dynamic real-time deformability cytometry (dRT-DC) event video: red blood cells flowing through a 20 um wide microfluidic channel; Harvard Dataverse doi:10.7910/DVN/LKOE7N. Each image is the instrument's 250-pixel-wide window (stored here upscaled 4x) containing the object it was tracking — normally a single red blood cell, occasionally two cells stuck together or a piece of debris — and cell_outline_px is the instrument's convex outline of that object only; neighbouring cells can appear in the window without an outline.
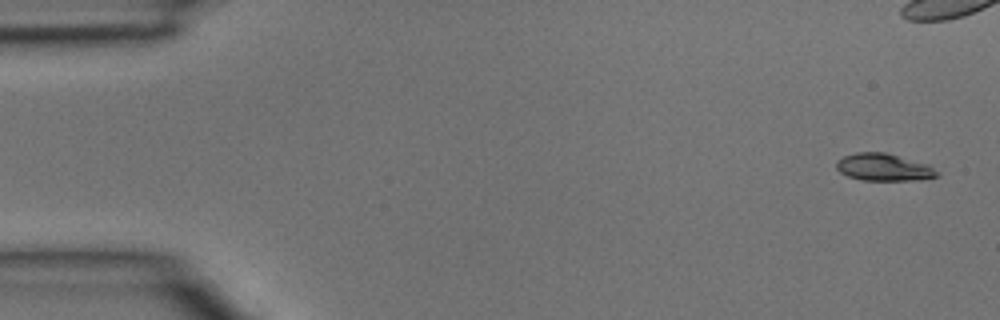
{"species": "common noctule bat (a hibernating species)", "species_latin": "Nyctalus noctula", "temperature_condition": "room temperature", "stored_images_in_passage": 4, "camera_frame_rate_fps": 3000, "um_per_image_px": 0.085, "animal": {"sex": "male", "body_mass_g": 15.6}, "frame": {"image": 1, "passage_image": 1, "time_ms": 0.0, "image_size_px": [1000, 320], "cell_outline_px": [[940, 176], [916, 180], [864, 180], [848, 176], [840, 172], [836, 168], [836, 160], [844, 156], [856, 152], [884, 152], [928, 164], [940, 172]], "centroid_in_image_um": [75.13, 14.21], "position_along_channel_um": 9.9, "area_um2": 16.01}}